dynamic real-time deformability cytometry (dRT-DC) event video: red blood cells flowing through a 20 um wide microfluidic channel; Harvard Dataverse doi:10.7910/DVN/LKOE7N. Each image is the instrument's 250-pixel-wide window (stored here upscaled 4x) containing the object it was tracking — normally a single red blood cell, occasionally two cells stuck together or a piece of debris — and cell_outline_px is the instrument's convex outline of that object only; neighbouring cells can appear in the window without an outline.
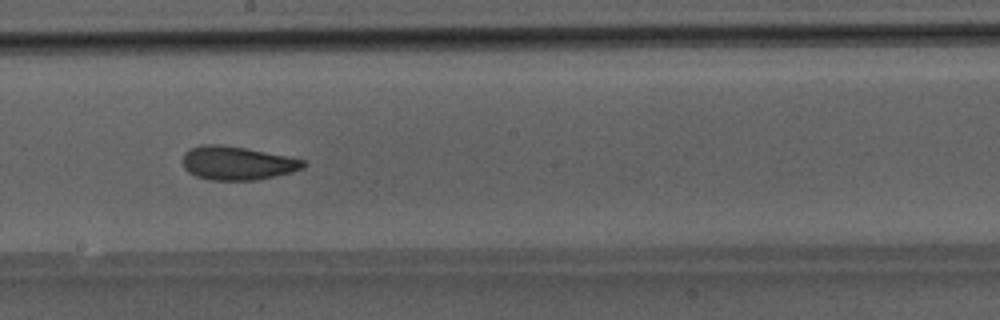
{"species": "Egyptian fruit bat (a non-hibernating species)", "species_latin": "Rousettus aegyptiacus", "temperature_condition": "room temperature", "stored_images_in_passage": 32, "camera_frame_rate_fps": 3000, "um_per_image_px": 0.085, "animal": {"sex": "male"}, "frame": {"image": 1, "passage_image": 14, "time_ms": 4.333, "image_size_px": [1000, 320], "cell_outline_px": [[308, 164], [304, 168], [292, 172], [256, 180], [208, 180], [196, 176], [188, 172], [184, 168], [184, 152], [188, 148], [200, 144], [220, 144], [244, 148], [288, 156], [304, 160]], "centroid_in_image_um": [20.16, 13.86], "position_along_channel_um": 228.0, "area_um2": 23.76}}
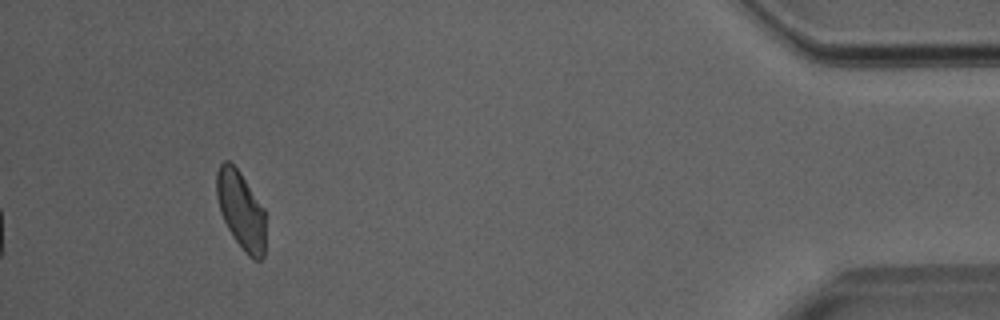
{"frame": {"image": 2, "passage_image": 32, "time_ms": 10.333, "image_size_px": [1000, 320], "cell_outline_px": [[264, 256], [260, 260], [252, 260], [244, 252], [232, 236], [220, 212], [216, 196], [216, 172], [220, 164], [224, 160], [228, 160], [240, 172], [264, 208]], "centroid_in_image_um": [20.46, 17.87], "position_along_channel_um": 414.7, "area_um2": 22.25}}